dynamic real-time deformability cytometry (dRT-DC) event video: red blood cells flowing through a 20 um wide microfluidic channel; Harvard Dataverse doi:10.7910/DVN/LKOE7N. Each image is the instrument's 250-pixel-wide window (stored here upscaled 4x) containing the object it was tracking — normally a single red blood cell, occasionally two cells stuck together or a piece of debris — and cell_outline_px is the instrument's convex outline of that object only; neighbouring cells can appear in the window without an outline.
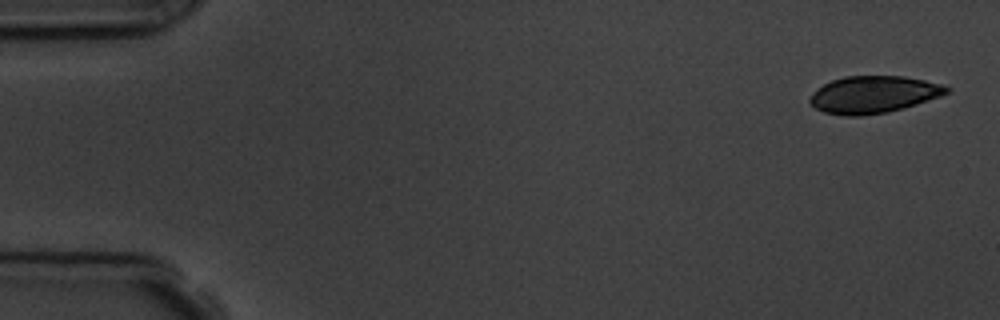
{"species": "common noctule bat (a hibernating species)", "species_latin": "Nyctalus noctula", "temperature_condition": "room temperature", "stored_images_in_passage": 4, "camera_frame_rate_fps": 3000, "um_per_image_px": 0.085, "animal": {"sex": "male", "body_mass_g": 19.5, "forearm_length_mm": 54.6}, "frame": {"image": 1, "passage_image": 1, "time_ms": 0.0, "image_size_px": [1000, 320], "cell_outline_px": [[952, 92], [904, 108], [888, 112], [860, 116], [844, 116], [824, 112], [816, 108], [808, 100], [812, 92], [824, 84], [832, 80], [844, 76], [904, 76], [944, 84], [952, 88]], "centroid_in_image_um": [74.28, 8.03], "position_along_channel_um": 10.7, "area_um2": 29.77}}